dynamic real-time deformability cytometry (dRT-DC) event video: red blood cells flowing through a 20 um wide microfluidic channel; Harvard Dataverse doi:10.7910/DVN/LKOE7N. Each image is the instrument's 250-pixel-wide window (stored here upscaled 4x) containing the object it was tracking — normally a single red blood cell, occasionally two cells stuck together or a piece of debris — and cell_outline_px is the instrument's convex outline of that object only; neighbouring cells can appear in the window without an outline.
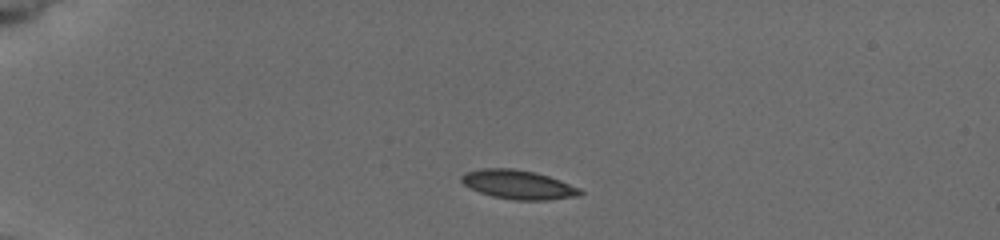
{"species": "common noctule bat (a hibernating species)", "species_latin": "Nyctalus noctula", "temperature_condition": "cold", "stored_images_in_passage": 7, "camera_frame_rate_fps": 3000, "um_per_image_px": 0.085, "animal": {"sex": "female", "body_mass_g": 19.5, "forearm_length_mm": 54.1}, "frame": {"image": 1, "passage_image": 1, "time_ms": 0.0, "image_size_px": [1000, 240], "cell_outline_px": [[584, 192], [580, 196], [548, 200], [516, 200], [492, 196], [480, 192], [464, 184], [460, 180], [460, 176], [464, 172], [484, 168], [512, 168], [536, 172], [560, 180], [580, 188]], "centroid_in_image_um": [44.07, 15.69], "position_along_channel_um": 40.9, "area_um2": 20.11}}
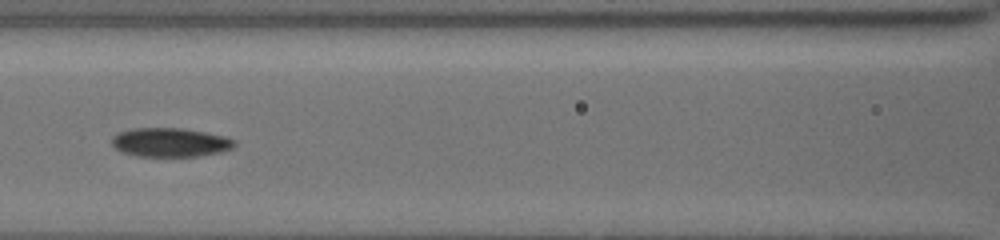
{"frame": {"image": 2, "passage_image": 5, "time_ms": 4.333, "image_size_px": [1000, 240], "cell_outline_px": [[236, 144], [232, 148], [220, 152], [196, 156], [136, 156], [124, 152], [116, 148], [112, 144], [112, 136], [116, 132], [132, 128], [184, 128], [224, 136], [236, 140]], "centroid_in_image_um": [14.45, 12.09], "position_along_channel_um": 152.1, "area_um2": 20.69}}
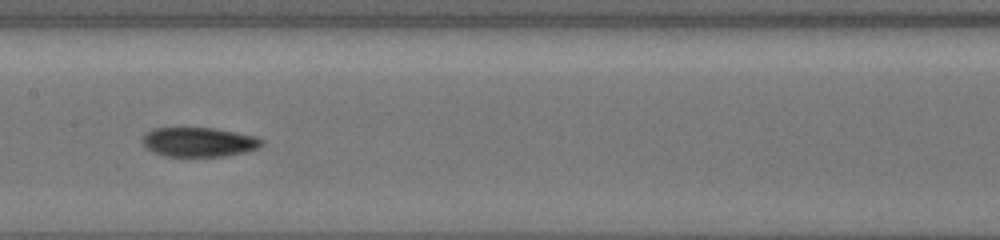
{"frame": {"image": 3, "passage_image": 6, "time_ms": 5.333, "image_size_px": [1000, 240], "cell_outline_px": [[264, 144], [260, 148], [228, 156], [164, 156], [152, 152], [144, 148], [140, 140], [144, 132], [152, 128], [212, 128], [236, 132], [256, 136], [264, 140]], "centroid_in_image_um": [16.87, 12.07], "position_along_channel_um": 190.5, "area_um2": 20.87}}